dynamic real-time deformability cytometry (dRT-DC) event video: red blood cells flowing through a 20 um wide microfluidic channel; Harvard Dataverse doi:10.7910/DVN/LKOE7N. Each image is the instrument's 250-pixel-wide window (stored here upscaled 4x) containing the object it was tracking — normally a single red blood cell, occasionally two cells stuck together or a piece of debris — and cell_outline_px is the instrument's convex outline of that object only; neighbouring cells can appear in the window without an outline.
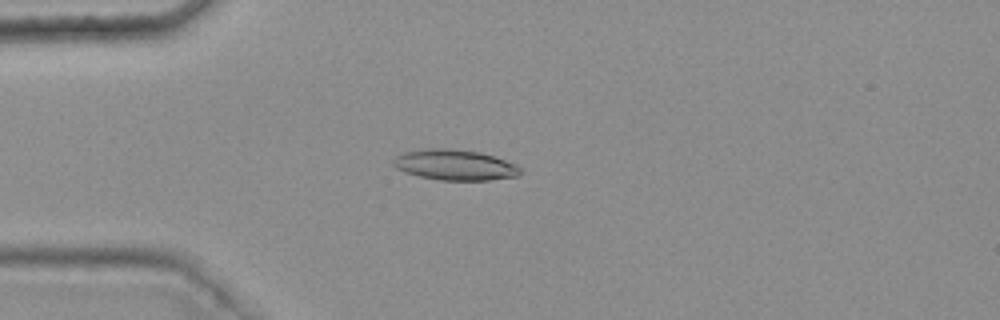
{"species": "common noctule bat (a hibernating species)", "species_latin": "Nyctalus noctula", "temperature_condition": "warm", "stored_images_in_passage": 48, "camera_frame_rate_fps": 3000, "um_per_image_px": 0.085, "animal": {"sex": "female", "body_mass_g": 25.1}, "frame": {"image": 1, "passage_image": 15, "time_ms": 4.667, "image_size_px": [1000, 320], "cell_outline_px": [[524, 172], [516, 176], [488, 180], [440, 180], [420, 176], [396, 168], [392, 164], [392, 160], [396, 156], [404, 152], [428, 148], [452, 148], [480, 152], [516, 164]], "centroid_in_image_um": [38.67, 14.01], "position_along_channel_um": 46.3, "area_um2": 22.54}}
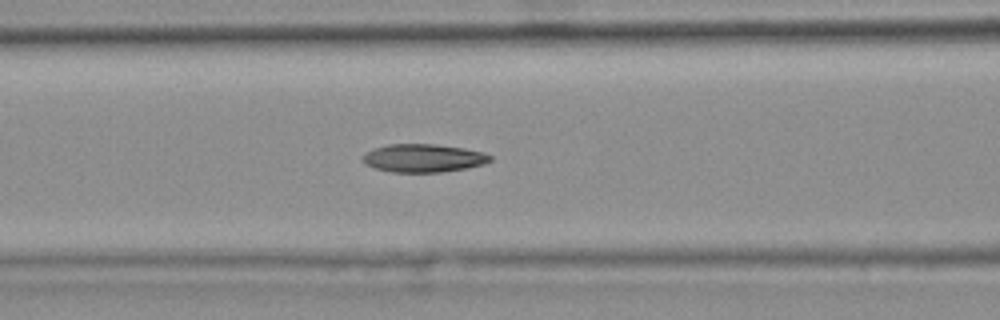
{"frame": {"image": 2, "passage_image": 23, "time_ms": 7.333, "image_size_px": [1000, 320], "cell_outline_px": [[492, 160], [484, 164], [464, 168], [440, 172], [388, 172], [364, 164], [360, 160], [368, 152], [376, 148], [388, 144], [432, 144], [464, 148], [484, 152], [492, 156]], "centroid_in_image_um": [35.99, 13.44], "position_along_channel_um": 130.6, "area_um2": 20.81}}
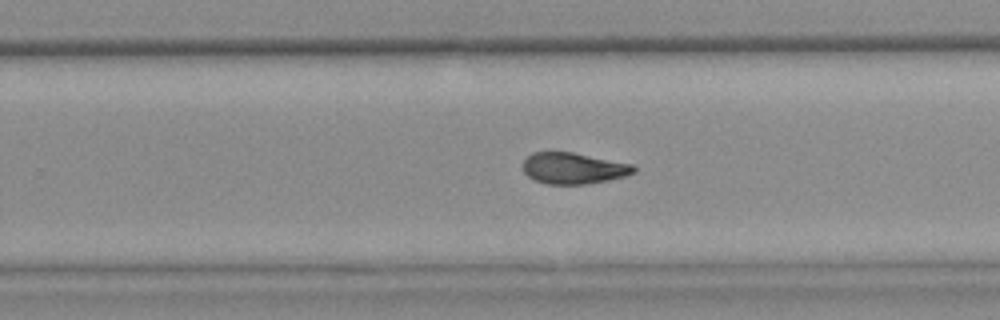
{"frame": {"image": 3, "passage_image": 35, "time_ms": 11.333, "image_size_px": [1000, 320], "cell_outline_px": [[636, 172], [628, 176], [608, 180], [584, 184], [548, 184], [536, 180], [528, 176], [524, 172], [524, 160], [532, 152], [572, 152], [632, 164], [636, 168]], "centroid_in_image_um": [48.77, 14.3], "position_along_channel_um": 281.0, "area_um2": 20.06}, "authors_computed_cell_mechanics": {"area_um2": 21.1259, "velocity_mm_per_s": 3.7786, "shape_relaxation_time_tau1_ms": null, "shape_relaxation_time_tau2_ms": 3.3918, "deformation_change_tau1": null, "deformation_change_tau2": 0.1062}}